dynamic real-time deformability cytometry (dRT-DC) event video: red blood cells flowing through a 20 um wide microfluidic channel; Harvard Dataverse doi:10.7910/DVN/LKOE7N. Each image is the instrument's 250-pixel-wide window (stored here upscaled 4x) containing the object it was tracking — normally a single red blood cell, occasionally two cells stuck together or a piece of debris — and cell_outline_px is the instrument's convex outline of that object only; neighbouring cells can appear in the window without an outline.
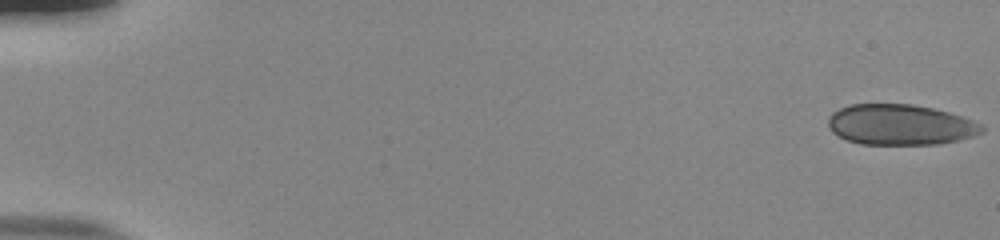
{"species": "human", "species_latin": "Homo sapiens", "temperature_condition": "room temperature", "stored_images_in_passage": 54, "camera_frame_rate_fps": 3000, "um_per_image_px": 0.085, "donor": {"sex": "male"}, "frame": {"image": 1, "passage_image": 1, "time_ms": 0.0, "image_size_px": [1000, 240], "cell_outline_px": [[984, 132], [972, 136], [956, 140], [936, 144], [860, 144], [848, 140], [832, 132], [828, 124], [828, 116], [832, 112], [840, 108], [852, 104], [912, 104], [932, 108], [948, 112], [972, 120], [980, 124], [984, 128]], "centroid_in_image_um": [76.5, 10.59], "position_along_channel_um": 8.5, "area_um2": 36.13}}
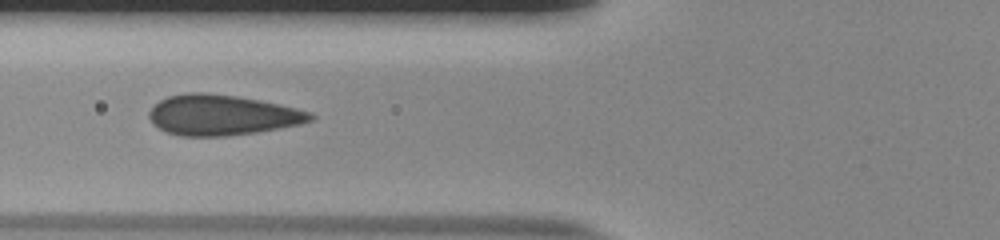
{"frame": {"image": 2, "passage_image": 22, "time_ms": 7.0, "image_size_px": [1000, 240], "cell_outline_px": [[316, 120], [300, 124], [280, 128], [256, 132], [224, 136], [180, 136], [168, 132], [152, 124], [148, 116], [148, 112], [160, 100], [168, 96], [188, 92], [204, 92], [236, 96], [260, 100], [296, 108], [312, 112], [316, 116]], "centroid_in_image_um": [18.9, 9.78], "position_along_channel_um": 106.9, "area_um2": 38.09}}
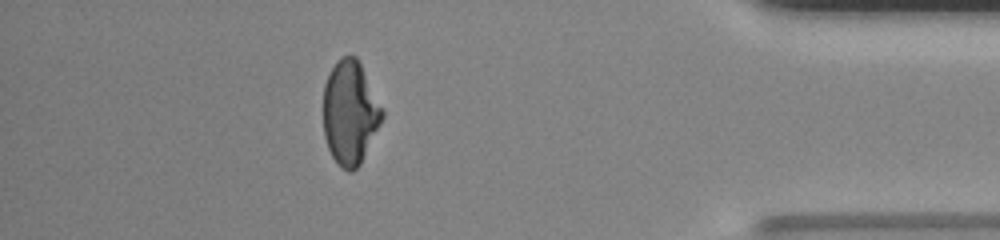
{"frame": {"image": 3, "passage_image": 48, "time_ms": 15.667, "image_size_px": [1000, 240], "cell_outline_px": [[384, 116], [360, 164], [352, 172], [348, 172], [340, 168], [332, 156], [328, 148], [324, 136], [324, 84], [336, 60], [344, 56], [356, 56], [384, 108]], "centroid_in_image_um": [29.76, 9.59], "position_along_channel_um": 405.4, "area_um2": 35.6}}